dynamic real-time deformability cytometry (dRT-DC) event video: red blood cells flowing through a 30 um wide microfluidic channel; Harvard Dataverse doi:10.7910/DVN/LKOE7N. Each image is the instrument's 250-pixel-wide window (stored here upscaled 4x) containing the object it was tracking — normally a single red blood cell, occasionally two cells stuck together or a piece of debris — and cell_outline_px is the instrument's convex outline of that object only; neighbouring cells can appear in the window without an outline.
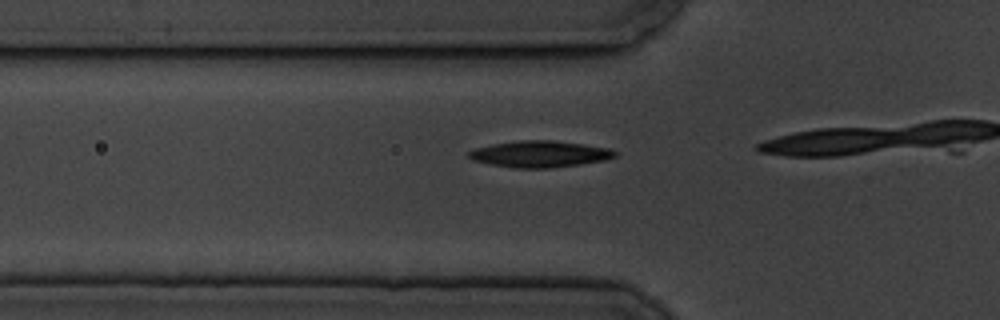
{"species": "common noctule bat (a hibernating species)", "species_latin": "Nyctalus noctula", "temperature_condition": "cold", "stored_images_in_passage": 17, "camera_frame_rate_fps": 3000, "um_per_image_px": 0.085, "animal": {"sex": "male", "body_mass_g": 19.5, "forearm_length_mm": 54.6}, "frame": {"image": 1, "passage_image": 15, "time_ms": 4.667, "image_size_px": [1000, 320], "cell_outline_px": [[620, 152], [616, 156], [604, 160], [580, 164], [548, 168], [516, 168], [492, 164], [472, 160], [468, 156], [468, 152], [476, 148], [492, 144], [516, 140], [552, 140], [584, 144], [612, 148]], "centroid_in_image_um": [45.93, 13.08], "position_along_channel_um": 79.9, "area_um2": 22.6}}